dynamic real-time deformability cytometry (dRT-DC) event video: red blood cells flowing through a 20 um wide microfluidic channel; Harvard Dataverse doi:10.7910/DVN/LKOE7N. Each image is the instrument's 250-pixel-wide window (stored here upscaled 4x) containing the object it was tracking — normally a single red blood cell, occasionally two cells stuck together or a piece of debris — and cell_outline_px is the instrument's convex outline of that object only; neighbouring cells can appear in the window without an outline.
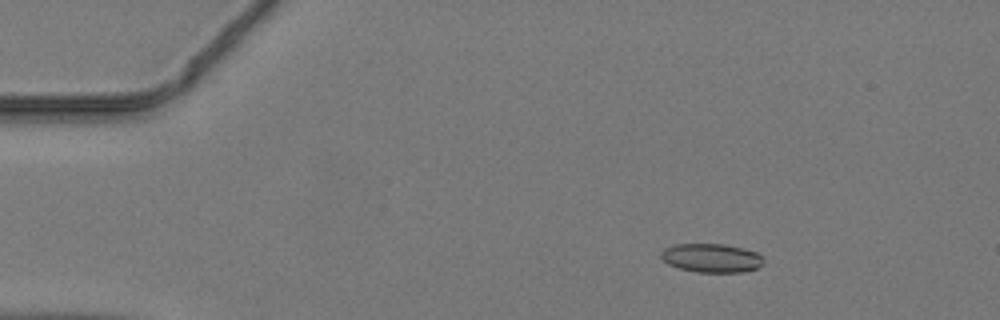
{"species": "common noctule bat (a hibernating species)", "species_latin": "Nyctalus noctula", "temperature_condition": "warm", "stored_images_in_passage": 42, "camera_frame_rate_fps": 3000, "um_per_image_px": 0.085, "animal": {"sex": "male", "body_mass_g": 19.2, "forearm_length_mm": 51.8}, "frame": {"image": 1, "passage_image": 2, "time_ms": 0.333, "image_size_px": [1000, 320], "cell_outline_px": [[764, 264], [756, 268], [744, 272], [696, 272], [680, 268], [668, 264], [660, 256], [660, 252], [664, 248], [672, 244], [724, 244], [744, 248], [756, 252], [764, 256]], "centroid_in_image_um": [60.49, 21.92], "position_along_channel_um": 24.5, "area_um2": 17.4}}
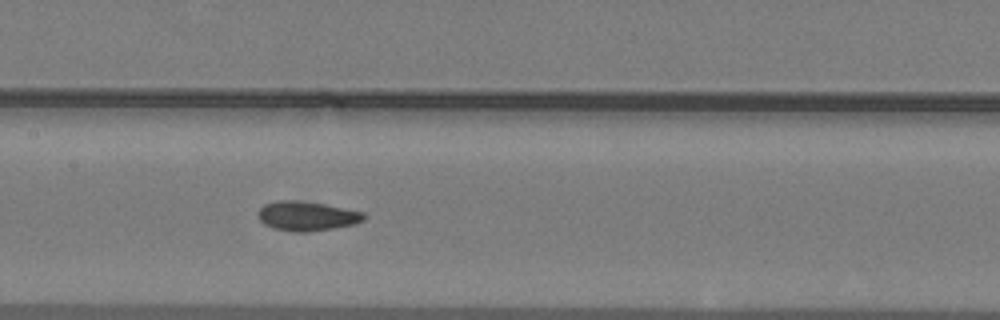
{"frame": {"image": 2, "passage_image": 18, "time_ms": 5.667, "image_size_px": [1000, 320], "cell_outline_px": [[368, 216], [364, 220], [352, 224], [332, 228], [304, 232], [296, 232], [272, 228], [264, 224], [256, 216], [260, 208], [264, 204], [276, 200], [296, 200], [324, 204], [364, 212]], "centroid_in_image_um": [26.05, 18.35], "position_along_channel_um": 181.3, "area_um2": 18.15}}
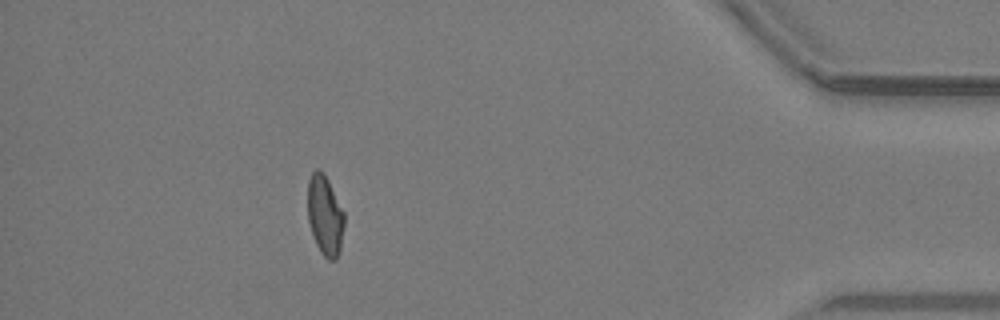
{"frame": {"image": 3, "passage_image": 37, "time_ms": 12.0, "image_size_px": [1000, 320], "cell_outline_px": [[344, 228], [340, 252], [336, 260], [328, 260], [320, 252], [316, 244], [308, 220], [308, 180], [312, 172], [316, 168], [320, 168], [324, 172], [344, 212]], "centroid_in_image_um": [27.63, 18.31], "position_along_channel_um": 407.6, "area_um2": 17.22}}